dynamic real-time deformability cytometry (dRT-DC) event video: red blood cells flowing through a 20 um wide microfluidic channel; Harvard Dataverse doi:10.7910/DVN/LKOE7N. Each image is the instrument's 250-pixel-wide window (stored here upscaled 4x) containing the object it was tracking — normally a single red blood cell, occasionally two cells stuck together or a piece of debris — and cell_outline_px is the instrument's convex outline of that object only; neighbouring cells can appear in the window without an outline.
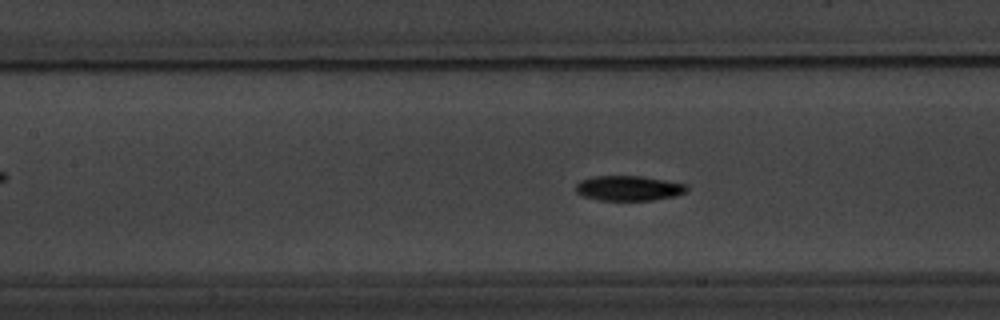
{"species": "common noctule bat (a hibernating species)", "species_latin": "Nyctalus noctula", "temperature_condition": "warm", "stored_images_in_passage": 46, "camera_frame_rate_fps": 3000, "um_per_image_px": 0.085, "animal": {"sex": "male", "body_mass_g": 20.1, "forearm_length_mm": 53.5}, "frame": {"image": 1, "passage_image": 16, "time_ms": 5.0, "image_size_px": [1000, 320], "cell_outline_px": [[688, 188], [684, 192], [672, 196], [652, 200], [600, 200], [584, 196], [576, 192], [576, 184], [580, 180], [592, 176], [640, 176], [688, 184]], "centroid_in_image_um": [53.41, 15.99], "position_along_channel_um": 154.0, "area_um2": 16.01}}
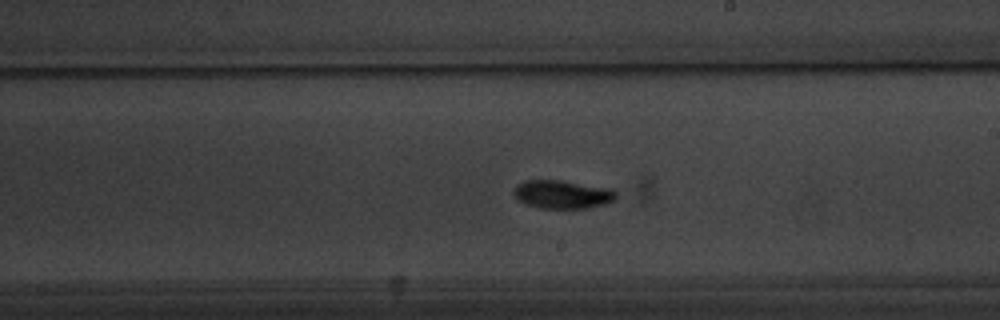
{"frame": {"image": 2, "passage_image": 23, "time_ms": 7.333, "image_size_px": [1000, 320], "cell_outline_px": [[616, 200], [604, 204], [588, 208], [536, 208], [524, 204], [516, 200], [512, 192], [516, 184], [524, 180], [560, 180], [612, 188], [616, 192]], "centroid_in_image_um": [47.76, 16.52], "position_along_channel_um": 241.2, "area_um2": 17.28}}
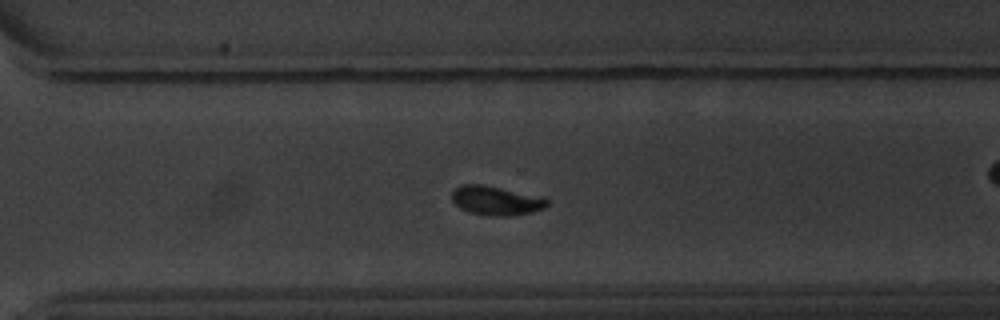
{"frame": {"image": 3, "passage_image": 30, "time_ms": 9.667, "image_size_px": [1000, 320], "cell_outline_px": [[552, 200], [544, 208], [532, 212], [512, 216], [492, 216], [468, 212], [460, 208], [452, 200], [452, 192], [460, 184], [484, 184], [544, 196]], "centroid_in_image_um": [42.22, 17.04], "position_along_channel_um": 328.4, "area_um2": 16.59}, "authors_computed_cell_mechanics": {"area_um2": 16.0973, "velocity_mm_per_s": 3.7502, "shape_relaxation_time_tau1_ms": 2.5549, "shape_relaxation_time_tau2_ms": 2.8752, "deformation_change_tau1": 0.1313, "deformation_change_tau2": 0.0645}}